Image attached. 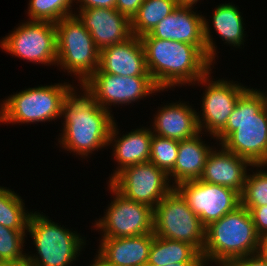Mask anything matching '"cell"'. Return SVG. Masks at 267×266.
Returning a JSON list of instances; mask_svg holds the SVG:
<instances>
[{"instance_id": "44dd1931", "label": "cell", "mask_w": 267, "mask_h": 266, "mask_svg": "<svg viewBox=\"0 0 267 266\" xmlns=\"http://www.w3.org/2000/svg\"><path fill=\"white\" fill-rule=\"evenodd\" d=\"M117 127L118 126L114 122L110 132L108 145H111L112 143L114 144L112 145L114 147L113 156L119 165L116 168L117 170H115L110 177L109 182L124 168L150 160L151 140L153 135L151 128H137L136 130L119 137V139Z\"/></svg>"}, {"instance_id": "8d00e7d4", "label": "cell", "mask_w": 267, "mask_h": 266, "mask_svg": "<svg viewBox=\"0 0 267 266\" xmlns=\"http://www.w3.org/2000/svg\"><path fill=\"white\" fill-rule=\"evenodd\" d=\"M0 266H29L28 261H0Z\"/></svg>"}, {"instance_id": "d4e9b609", "label": "cell", "mask_w": 267, "mask_h": 266, "mask_svg": "<svg viewBox=\"0 0 267 266\" xmlns=\"http://www.w3.org/2000/svg\"><path fill=\"white\" fill-rule=\"evenodd\" d=\"M176 7L175 0H144L131 20L132 34L137 37L149 34Z\"/></svg>"}, {"instance_id": "4316f807", "label": "cell", "mask_w": 267, "mask_h": 266, "mask_svg": "<svg viewBox=\"0 0 267 266\" xmlns=\"http://www.w3.org/2000/svg\"><path fill=\"white\" fill-rule=\"evenodd\" d=\"M73 1L75 2V0H29L28 19L57 23L62 18L73 15L71 9Z\"/></svg>"}, {"instance_id": "8fae6325", "label": "cell", "mask_w": 267, "mask_h": 266, "mask_svg": "<svg viewBox=\"0 0 267 266\" xmlns=\"http://www.w3.org/2000/svg\"><path fill=\"white\" fill-rule=\"evenodd\" d=\"M81 87L105 110L112 104L129 105L155 91H161L151 77H124L103 73L99 69Z\"/></svg>"}, {"instance_id": "74e56055", "label": "cell", "mask_w": 267, "mask_h": 266, "mask_svg": "<svg viewBox=\"0 0 267 266\" xmlns=\"http://www.w3.org/2000/svg\"><path fill=\"white\" fill-rule=\"evenodd\" d=\"M177 6L194 8L193 5L198 2V0H175Z\"/></svg>"}, {"instance_id": "9a60e30c", "label": "cell", "mask_w": 267, "mask_h": 266, "mask_svg": "<svg viewBox=\"0 0 267 266\" xmlns=\"http://www.w3.org/2000/svg\"><path fill=\"white\" fill-rule=\"evenodd\" d=\"M211 72L203 76L198 82L208 84L202 97V115L197 114L200 132L207 129L212 137H216L226 126L239 97L247 87L219 79L209 80ZM210 81V82H209ZM209 82V83H207ZM202 118V119H201Z\"/></svg>"}, {"instance_id": "83f0119b", "label": "cell", "mask_w": 267, "mask_h": 266, "mask_svg": "<svg viewBox=\"0 0 267 266\" xmlns=\"http://www.w3.org/2000/svg\"><path fill=\"white\" fill-rule=\"evenodd\" d=\"M179 141L152 135L150 162L167 174L174 168L178 155Z\"/></svg>"}, {"instance_id": "4fadbf2b", "label": "cell", "mask_w": 267, "mask_h": 266, "mask_svg": "<svg viewBox=\"0 0 267 266\" xmlns=\"http://www.w3.org/2000/svg\"><path fill=\"white\" fill-rule=\"evenodd\" d=\"M206 228L241 205L240 194L222 185L190 180L175 187Z\"/></svg>"}, {"instance_id": "484cf974", "label": "cell", "mask_w": 267, "mask_h": 266, "mask_svg": "<svg viewBox=\"0 0 267 266\" xmlns=\"http://www.w3.org/2000/svg\"><path fill=\"white\" fill-rule=\"evenodd\" d=\"M20 196L0 186V224L13 230H27L30 213H26Z\"/></svg>"}, {"instance_id": "e0dca14e", "label": "cell", "mask_w": 267, "mask_h": 266, "mask_svg": "<svg viewBox=\"0 0 267 266\" xmlns=\"http://www.w3.org/2000/svg\"><path fill=\"white\" fill-rule=\"evenodd\" d=\"M98 69L103 73L124 77H151L142 42L135 35L100 50Z\"/></svg>"}, {"instance_id": "7402d4cb", "label": "cell", "mask_w": 267, "mask_h": 266, "mask_svg": "<svg viewBox=\"0 0 267 266\" xmlns=\"http://www.w3.org/2000/svg\"><path fill=\"white\" fill-rule=\"evenodd\" d=\"M200 137L197 134L192 138L179 141L178 155L174 168L168 173L169 180H174V187L182 182L200 178L206 159L213 149L204 144ZM171 177H174V179H171Z\"/></svg>"}, {"instance_id": "2e32d148", "label": "cell", "mask_w": 267, "mask_h": 266, "mask_svg": "<svg viewBox=\"0 0 267 266\" xmlns=\"http://www.w3.org/2000/svg\"><path fill=\"white\" fill-rule=\"evenodd\" d=\"M79 19L90 32L96 47L102 50L130 38L131 20L112 8L79 9Z\"/></svg>"}, {"instance_id": "52a82bcc", "label": "cell", "mask_w": 267, "mask_h": 266, "mask_svg": "<svg viewBox=\"0 0 267 266\" xmlns=\"http://www.w3.org/2000/svg\"><path fill=\"white\" fill-rule=\"evenodd\" d=\"M55 23L57 31V66L79 77L82 85L98 68L100 50L77 15Z\"/></svg>"}, {"instance_id": "8992f818", "label": "cell", "mask_w": 267, "mask_h": 266, "mask_svg": "<svg viewBox=\"0 0 267 266\" xmlns=\"http://www.w3.org/2000/svg\"><path fill=\"white\" fill-rule=\"evenodd\" d=\"M74 88L65 82L28 88L10 95L0 104V122L27 124L55 120L61 117L62 104Z\"/></svg>"}, {"instance_id": "e575fe53", "label": "cell", "mask_w": 267, "mask_h": 266, "mask_svg": "<svg viewBox=\"0 0 267 266\" xmlns=\"http://www.w3.org/2000/svg\"><path fill=\"white\" fill-rule=\"evenodd\" d=\"M259 253L267 259V234L260 239Z\"/></svg>"}, {"instance_id": "cb8c5ba5", "label": "cell", "mask_w": 267, "mask_h": 266, "mask_svg": "<svg viewBox=\"0 0 267 266\" xmlns=\"http://www.w3.org/2000/svg\"><path fill=\"white\" fill-rule=\"evenodd\" d=\"M239 9L230 3L220 4L214 9L212 23L216 33L225 43L238 48L244 43L243 17Z\"/></svg>"}, {"instance_id": "9c48e42d", "label": "cell", "mask_w": 267, "mask_h": 266, "mask_svg": "<svg viewBox=\"0 0 267 266\" xmlns=\"http://www.w3.org/2000/svg\"><path fill=\"white\" fill-rule=\"evenodd\" d=\"M4 51L30 62L46 65L57 63L55 23L27 21L0 41Z\"/></svg>"}, {"instance_id": "f1b7e54d", "label": "cell", "mask_w": 267, "mask_h": 266, "mask_svg": "<svg viewBox=\"0 0 267 266\" xmlns=\"http://www.w3.org/2000/svg\"><path fill=\"white\" fill-rule=\"evenodd\" d=\"M26 230H13L0 224V261H25L23 244ZM25 236V237H24Z\"/></svg>"}, {"instance_id": "5bb4252c", "label": "cell", "mask_w": 267, "mask_h": 266, "mask_svg": "<svg viewBox=\"0 0 267 266\" xmlns=\"http://www.w3.org/2000/svg\"><path fill=\"white\" fill-rule=\"evenodd\" d=\"M210 33L203 15L196 14L191 8L177 6L149 35L157 39L206 46L207 57L213 63L217 53Z\"/></svg>"}, {"instance_id": "ac0fdd59", "label": "cell", "mask_w": 267, "mask_h": 266, "mask_svg": "<svg viewBox=\"0 0 267 266\" xmlns=\"http://www.w3.org/2000/svg\"><path fill=\"white\" fill-rule=\"evenodd\" d=\"M221 147L218 152L211 150L199 180L231 188L241 195L245 187L247 166L262 168L265 165H253L246 158L228 151L223 145Z\"/></svg>"}, {"instance_id": "ffe728a7", "label": "cell", "mask_w": 267, "mask_h": 266, "mask_svg": "<svg viewBox=\"0 0 267 266\" xmlns=\"http://www.w3.org/2000/svg\"><path fill=\"white\" fill-rule=\"evenodd\" d=\"M176 103H169L158 110L154 117L153 134L178 141L200 134L197 112L185 103Z\"/></svg>"}, {"instance_id": "836d02e7", "label": "cell", "mask_w": 267, "mask_h": 266, "mask_svg": "<svg viewBox=\"0 0 267 266\" xmlns=\"http://www.w3.org/2000/svg\"><path fill=\"white\" fill-rule=\"evenodd\" d=\"M80 2L79 9L112 8L116 9V0H76Z\"/></svg>"}, {"instance_id": "7a4b0ae2", "label": "cell", "mask_w": 267, "mask_h": 266, "mask_svg": "<svg viewBox=\"0 0 267 266\" xmlns=\"http://www.w3.org/2000/svg\"><path fill=\"white\" fill-rule=\"evenodd\" d=\"M215 138L220 139L219 145L253 165L267 166V95L248 88Z\"/></svg>"}, {"instance_id": "d590c367", "label": "cell", "mask_w": 267, "mask_h": 266, "mask_svg": "<svg viewBox=\"0 0 267 266\" xmlns=\"http://www.w3.org/2000/svg\"><path fill=\"white\" fill-rule=\"evenodd\" d=\"M203 265H204L203 262H178L176 264L173 263L166 266H203ZM145 266H157V265L146 264Z\"/></svg>"}, {"instance_id": "6da1fadb", "label": "cell", "mask_w": 267, "mask_h": 266, "mask_svg": "<svg viewBox=\"0 0 267 266\" xmlns=\"http://www.w3.org/2000/svg\"><path fill=\"white\" fill-rule=\"evenodd\" d=\"M140 40L148 72L161 91L175 85H195L212 70L206 46L157 39L149 34L141 36Z\"/></svg>"}, {"instance_id": "f546056e", "label": "cell", "mask_w": 267, "mask_h": 266, "mask_svg": "<svg viewBox=\"0 0 267 266\" xmlns=\"http://www.w3.org/2000/svg\"><path fill=\"white\" fill-rule=\"evenodd\" d=\"M240 197L243 207L267 205V172L257 170L253 175L247 174L245 187Z\"/></svg>"}, {"instance_id": "30bf717a", "label": "cell", "mask_w": 267, "mask_h": 266, "mask_svg": "<svg viewBox=\"0 0 267 266\" xmlns=\"http://www.w3.org/2000/svg\"><path fill=\"white\" fill-rule=\"evenodd\" d=\"M115 195L104 217L94 226L103 231L102 238L135 237L153 232V208L124 197L110 183Z\"/></svg>"}, {"instance_id": "7c38bea8", "label": "cell", "mask_w": 267, "mask_h": 266, "mask_svg": "<svg viewBox=\"0 0 267 266\" xmlns=\"http://www.w3.org/2000/svg\"><path fill=\"white\" fill-rule=\"evenodd\" d=\"M169 176L150 161L124 168L109 183L127 199L153 209L173 188Z\"/></svg>"}, {"instance_id": "603a6c76", "label": "cell", "mask_w": 267, "mask_h": 266, "mask_svg": "<svg viewBox=\"0 0 267 266\" xmlns=\"http://www.w3.org/2000/svg\"><path fill=\"white\" fill-rule=\"evenodd\" d=\"M178 262L203 261L201 253L190 243L165 239L154 234L147 264L166 266Z\"/></svg>"}, {"instance_id": "ba28073f", "label": "cell", "mask_w": 267, "mask_h": 266, "mask_svg": "<svg viewBox=\"0 0 267 266\" xmlns=\"http://www.w3.org/2000/svg\"><path fill=\"white\" fill-rule=\"evenodd\" d=\"M205 229L175 187L153 209V233L156 236L190 243L200 253L205 245Z\"/></svg>"}, {"instance_id": "5b68a950", "label": "cell", "mask_w": 267, "mask_h": 266, "mask_svg": "<svg viewBox=\"0 0 267 266\" xmlns=\"http://www.w3.org/2000/svg\"><path fill=\"white\" fill-rule=\"evenodd\" d=\"M30 213L27 231L33 238L39 256L27 254L29 266H69L73 263L85 245L80 234L59 226L43 214Z\"/></svg>"}, {"instance_id": "1f68e13d", "label": "cell", "mask_w": 267, "mask_h": 266, "mask_svg": "<svg viewBox=\"0 0 267 266\" xmlns=\"http://www.w3.org/2000/svg\"><path fill=\"white\" fill-rule=\"evenodd\" d=\"M143 2L144 0H116V10L132 20Z\"/></svg>"}, {"instance_id": "f35d334b", "label": "cell", "mask_w": 267, "mask_h": 266, "mask_svg": "<svg viewBox=\"0 0 267 266\" xmlns=\"http://www.w3.org/2000/svg\"><path fill=\"white\" fill-rule=\"evenodd\" d=\"M93 264L90 266H112L105 259H103L99 254L95 256Z\"/></svg>"}, {"instance_id": "d6a6232c", "label": "cell", "mask_w": 267, "mask_h": 266, "mask_svg": "<svg viewBox=\"0 0 267 266\" xmlns=\"http://www.w3.org/2000/svg\"><path fill=\"white\" fill-rule=\"evenodd\" d=\"M229 266H267V259L260 253L234 260Z\"/></svg>"}, {"instance_id": "3957f363", "label": "cell", "mask_w": 267, "mask_h": 266, "mask_svg": "<svg viewBox=\"0 0 267 266\" xmlns=\"http://www.w3.org/2000/svg\"><path fill=\"white\" fill-rule=\"evenodd\" d=\"M75 91H71L61 107V117L65 119L59 143L82 157L108 146L115 120L110 110L103 109L84 89L81 96Z\"/></svg>"}, {"instance_id": "d6986e66", "label": "cell", "mask_w": 267, "mask_h": 266, "mask_svg": "<svg viewBox=\"0 0 267 266\" xmlns=\"http://www.w3.org/2000/svg\"><path fill=\"white\" fill-rule=\"evenodd\" d=\"M154 233L135 237L103 238L98 254L112 266H145Z\"/></svg>"}, {"instance_id": "277c9868", "label": "cell", "mask_w": 267, "mask_h": 266, "mask_svg": "<svg viewBox=\"0 0 267 266\" xmlns=\"http://www.w3.org/2000/svg\"><path fill=\"white\" fill-rule=\"evenodd\" d=\"M260 239L249 210L240 205L206 227L202 261L229 266L238 258L259 253Z\"/></svg>"}, {"instance_id": "4dcf8cb0", "label": "cell", "mask_w": 267, "mask_h": 266, "mask_svg": "<svg viewBox=\"0 0 267 266\" xmlns=\"http://www.w3.org/2000/svg\"><path fill=\"white\" fill-rule=\"evenodd\" d=\"M249 210L256 231L260 237L267 234V205L259 207H245Z\"/></svg>"}]
</instances>
